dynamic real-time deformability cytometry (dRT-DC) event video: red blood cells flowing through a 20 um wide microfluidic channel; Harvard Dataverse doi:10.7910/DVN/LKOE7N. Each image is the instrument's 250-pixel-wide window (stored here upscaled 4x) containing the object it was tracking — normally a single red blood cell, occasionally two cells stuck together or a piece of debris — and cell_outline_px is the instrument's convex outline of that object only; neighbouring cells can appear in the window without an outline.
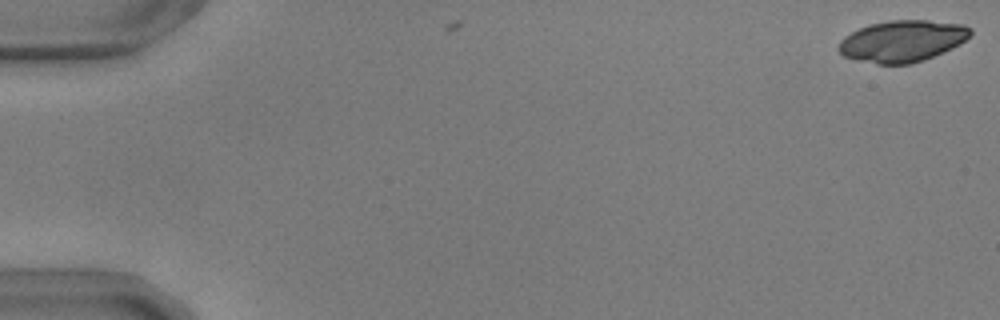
{"species": "common noctule bat (a hibernating species)", "species_latin": "Nyctalus noctula", "temperature_condition": "warm", "stored_images_in_passage": 4, "camera_frame_rate_fps": 3000, "um_per_image_px": 0.085, "animal": {"sex": "male", "body_mass_g": 17.9, "forearm_length_mm": 54.2}, "frame": {"image": 1, "passage_image": 1, "time_ms": 0.0, "image_size_px": [1000, 320], "cell_outline_px": [[972, 32], [960, 44], [952, 48], [924, 60], [912, 64], [876, 64], [856, 60], [844, 56], [836, 48], [840, 40], [844, 36], [868, 24], [888, 20], [928, 20], [964, 24], [972, 28]], "centroid_in_image_um": [76.68, 3.49], "position_along_channel_um": 8.3, "area_um2": 32.14}}